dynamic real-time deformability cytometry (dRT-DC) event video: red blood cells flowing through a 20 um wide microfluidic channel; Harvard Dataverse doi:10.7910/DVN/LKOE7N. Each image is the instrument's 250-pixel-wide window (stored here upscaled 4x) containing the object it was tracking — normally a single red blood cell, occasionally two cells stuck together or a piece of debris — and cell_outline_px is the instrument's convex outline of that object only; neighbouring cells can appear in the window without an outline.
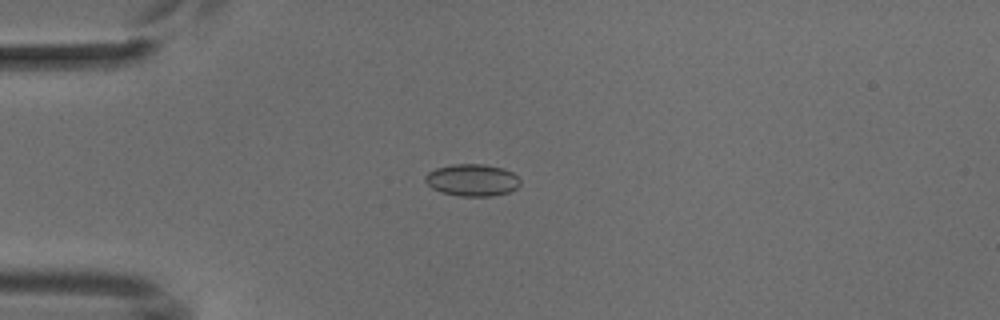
{"species": "common noctule bat (a hibernating species)", "species_latin": "Nyctalus noctula", "temperature_condition": "cold", "stored_images_in_passage": 4, "camera_frame_rate_fps": 3000, "um_per_image_px": 0.085, "animal": {"sex": "male", "body_mass_g": 18.8}, "frame": {"image": 1, "passage_image": 4, "time_ms": 3.333, "image_size_px": [1000, 320], "cell_outline_px": [[520, 184], [516, 188], [508, 192], [492, 196], [460, 196], [440, 192], [432, 188], [424, 180], [424, 176], [428, 172], [436, 168], [452, 164], [484, 164], [504, 168], [512, 172], [520, 180]], "centroid_in_image_um": [40.12, 15.3], "position_along_channel_um": 44.9, "area_um2": 17.8}}